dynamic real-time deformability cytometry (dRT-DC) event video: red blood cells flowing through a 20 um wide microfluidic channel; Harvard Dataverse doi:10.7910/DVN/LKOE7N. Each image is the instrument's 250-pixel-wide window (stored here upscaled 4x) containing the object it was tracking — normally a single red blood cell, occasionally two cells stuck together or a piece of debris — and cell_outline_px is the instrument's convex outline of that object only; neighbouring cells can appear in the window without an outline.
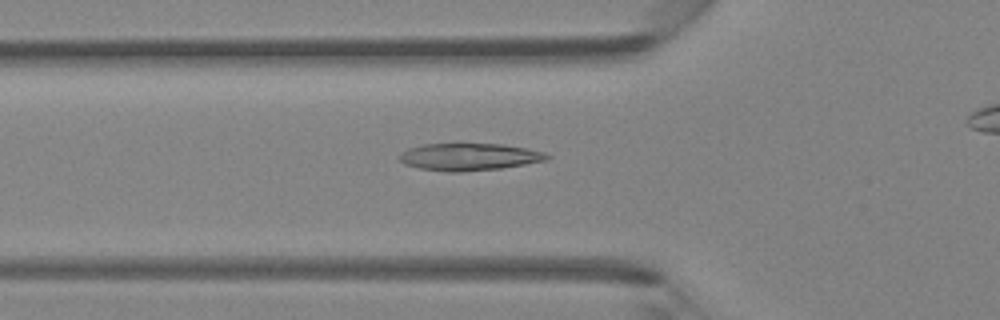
{"species": "Egyptian fruit bat (a non-hibernating species)", "species_latin": "Rousettus aegyptiacus", "temperature_condition": "room temperature", "stored_images_in_passage": 37, "camera_frame_rate_fps": 3000, "um_per_image_px": 0.085, "animal": {"sex": "female"}, "frame": {"image": 1, "passage_image": 13, "time_ms": 4.0, "image_size_px": [1000, 320], "cell_outline_px": [[552, 156], [548, 160], [500, 168], [460, 172], [448, 172], [420, 168], [404, 164], [396, 156], [400, 152], [408, 148], [424, 144], [500, 144], [524, 148], [544, 152]], "centroid_in_image_um": [39.84, 13.33], "position_along_channel_um": 86.0, "area_um2": 23.35}}
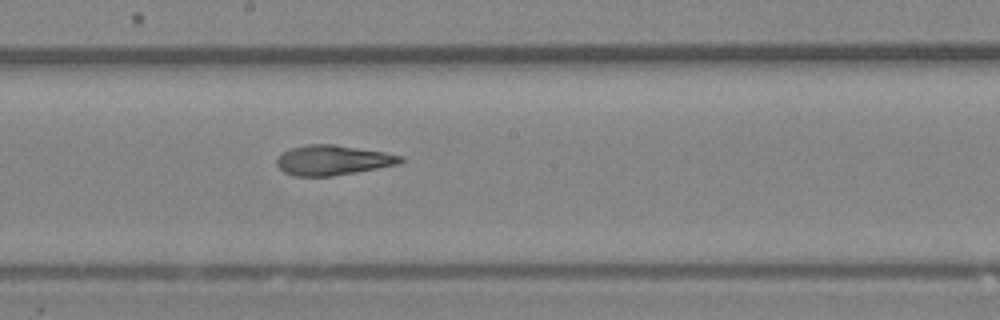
{"frame": {"image": 2, "passage_image": 22, "time_ms": 7.0, "image_size_px": [1000, 320], "cell_outline_px": [[404, 160], [400, 164], [356, 172], [332, 176], [296, 176], [284, 172], [276, 164], [276, 160], [284, 152], [292, 148], [308, 144], [332, 144], [384, 152], [404, 156]], "centroid_in_image_um": [28.32, 13.62], "position_along_channel_um": 219.9, "area_um2": 21.44}}
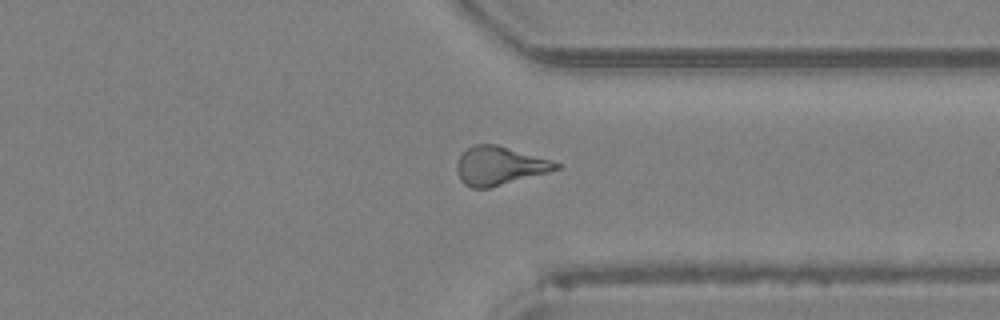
{"frame": {"image": 3, "passage_image": 32, "time_ms": 10.333, "image_size_px": [1000, 320], "cell_outline_px": [[560, 168], [548, 172], [488, 188], [472, 188], [464, 184], [460, 180], [456, 172], [456, 164], [460, 156], [472, 144], [496, 144], [552, 160], [560, 164]], "centroid_in_image_um": [42.42, 14.09], "position_along_channel_um": 369.0, "area_um2": 22.14}}